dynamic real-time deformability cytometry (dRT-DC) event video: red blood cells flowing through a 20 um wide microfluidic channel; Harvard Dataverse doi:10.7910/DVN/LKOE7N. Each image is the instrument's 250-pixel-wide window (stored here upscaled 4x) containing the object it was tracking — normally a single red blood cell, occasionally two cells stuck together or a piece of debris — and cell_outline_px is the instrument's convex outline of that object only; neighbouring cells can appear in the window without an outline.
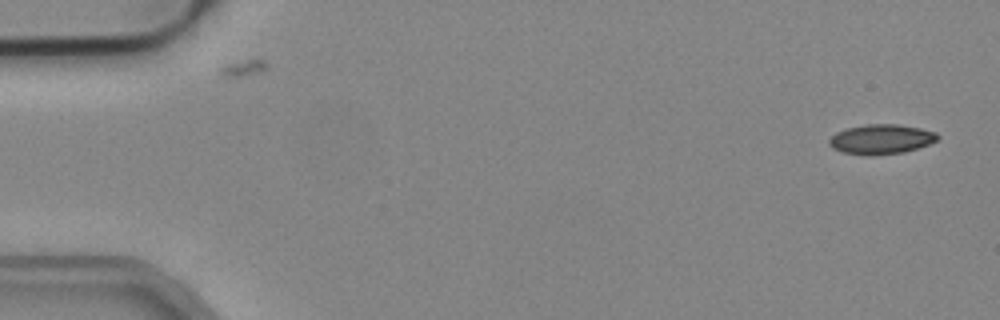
{"species": "common noctule bat (a hibernating species)", "species_latin": "Nyctalus noctula", "temperature_condition": "cold", "stored_images_in_passage": 12, "camera_frame_rate_fps": 3000, "um_per_image_px": 0.085, "animal": {"sex": "male", "body_mass_g": 19.2, "forearm_length_mm": 51.8}, "frame": {"image": 1, "passage_image": 1, "time_ms": 0.0, "image_size_px": [1000, 320], "cell_outline_px": [[940, 136], [936, 140], [928, 144], [904, 152], [872, 156], [868, 156], [840, 152], [832, 148], [828, 144], [828, 140], [836, 132], [848, 128], [868, 124], [896, 124], [920, 128], [936, 132]], "centroid_in_image_um": [74.86, 11.84], "position_along_channel_um": 10.1, "area_um2": 18.84}}